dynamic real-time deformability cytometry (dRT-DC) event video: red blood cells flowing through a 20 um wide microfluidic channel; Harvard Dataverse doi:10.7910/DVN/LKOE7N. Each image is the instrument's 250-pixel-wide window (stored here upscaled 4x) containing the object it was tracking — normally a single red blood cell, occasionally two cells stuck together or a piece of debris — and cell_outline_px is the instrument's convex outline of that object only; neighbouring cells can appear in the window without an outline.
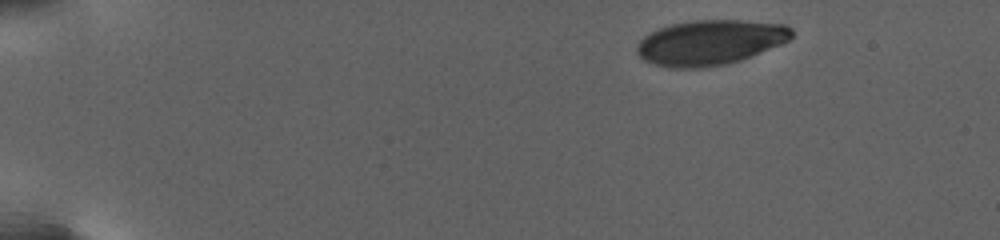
{"species": "human", "species_latin": "Homo sapiens", "temperature_condition": "warm", "stored_images_in_passage": 52, "camera_frame_rate_fps": 3000, "um_per_image_px": 0.085, "donor": {"sex": "female"}, "frame": {"image": 1, "passage_image": 1, "time_ms": 0.0, "image_size_px": [1000, 240], "cell_outline_px": [[792, 36], [788, 40], [780, 44], [740, 60], [724, 64], [704, 68], [668, 68], [644, 60], [636, 52], [636, 48], [640, 40], [644, 36], [660, 28], [672, 24], [696, 20], [740, 20], [784, 24], [792, 28]], "centroid_in_image_um": [60.34, 3.61], "position_along_channel_um": 24.7, "area_um2": 40.29}}
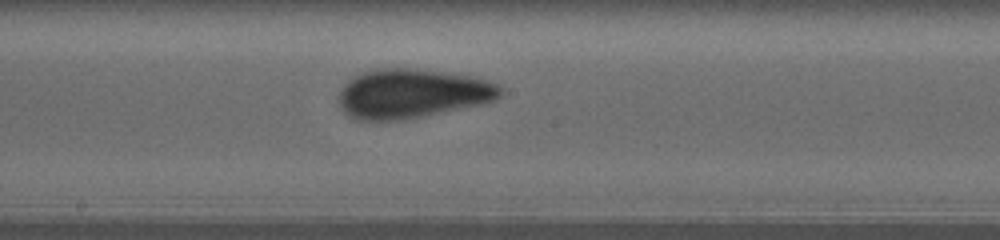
{"frame": {"image": 2, "passage_image": 30, "time_ms": 11.333, "image_size_px": [1000, 240], "cell_outline_px": [[504, 92], [496, 100], [480, 104], [404, 120], [356, 120], [348, 116], [344, 112], [340, 104], [340, 92], [344, 84], [348, 80], [364, 72], [376, 68], [412, 68], [480, 76], [496, 84]], "centroid_in_image_um": [35.06, 7.94], "position_along_channel_um": 213.1, "area_um2": 46.53}}
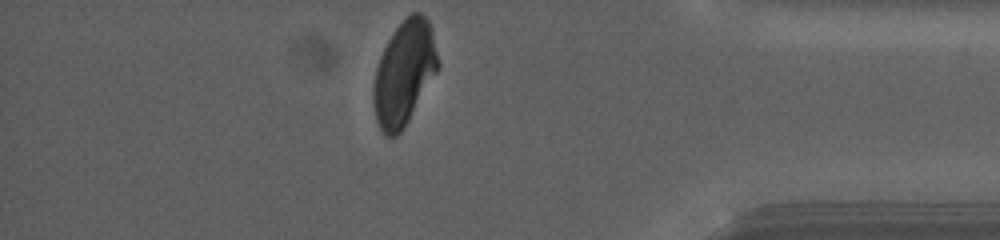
{"frame": {"image": 3, "passage_image": 52, "time_ms": 19.333, "image_size_px": [1000, 240], "cell_outline_px": [[440, 68], [404, 128], [396, 136], [384, 136], [376, 120], [372, 104], [372, 84], [376, 68], [380, 56], [388, 40], [396, 28], [412, 12], [420, 12], [428, 20], [432, 28], [440, 64]], "centroid_in_image_um": [34.35, 6.23], "position_along_channel_um": 400.8, "area_um2": 39.54}, "authors_computed_cell_mechanics": {"area_um2": 44.0147, "velocity_mm_per_s": 2.6659, "shape_relaxation_time_tau1_ms": 7.4245, "shape_relaxation_time_tau2_ms": 0.9336, "deformation_change_tau1": 0.1718, "deformation_change_tau2": 0.0505}}